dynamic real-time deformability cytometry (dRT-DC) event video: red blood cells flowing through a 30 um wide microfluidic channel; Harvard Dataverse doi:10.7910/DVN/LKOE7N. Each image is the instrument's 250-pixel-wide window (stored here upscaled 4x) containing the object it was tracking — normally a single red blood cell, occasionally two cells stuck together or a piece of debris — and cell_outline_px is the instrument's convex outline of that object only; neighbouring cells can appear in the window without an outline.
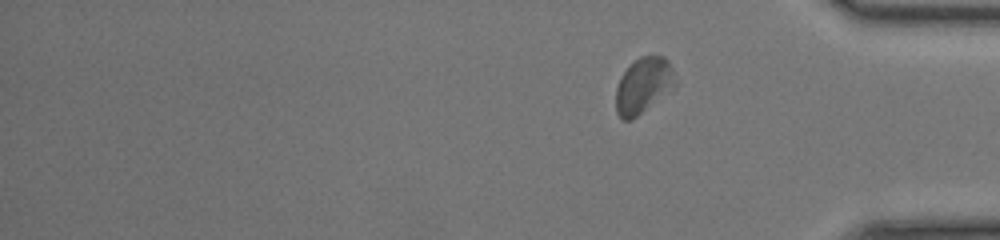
{"species": "common noctule bat (a hibernating species)", "species_latin": "Nyctalus noctula", "temperature_condition": "room temperature", "stored_images_in_passage": 50, "segment_of_instrument_passage": [2, 2], "camera_frame_rate_fps": 3000, "um_per_image_px": 0.085, "animal": {"sex": "female", "body_mass_g": 17.0, "forearm_length_mm": 48.0}, "frame": {"image": 1, "passage_image": 50, "time_ms": 16.333, "image_size_px": [1000, 240], "cell_outline_px": [[676, 84], [632, 120], [624, 120], [616, 112], [616, 88], [620, 76], [640, 56], [664, 56], [668, 60], [672, 68], [676, 80]], "centroid_in_image_um": [54.67, 7.25], "position_along_channel_um": 380.5, "area_um2": 18.79}}